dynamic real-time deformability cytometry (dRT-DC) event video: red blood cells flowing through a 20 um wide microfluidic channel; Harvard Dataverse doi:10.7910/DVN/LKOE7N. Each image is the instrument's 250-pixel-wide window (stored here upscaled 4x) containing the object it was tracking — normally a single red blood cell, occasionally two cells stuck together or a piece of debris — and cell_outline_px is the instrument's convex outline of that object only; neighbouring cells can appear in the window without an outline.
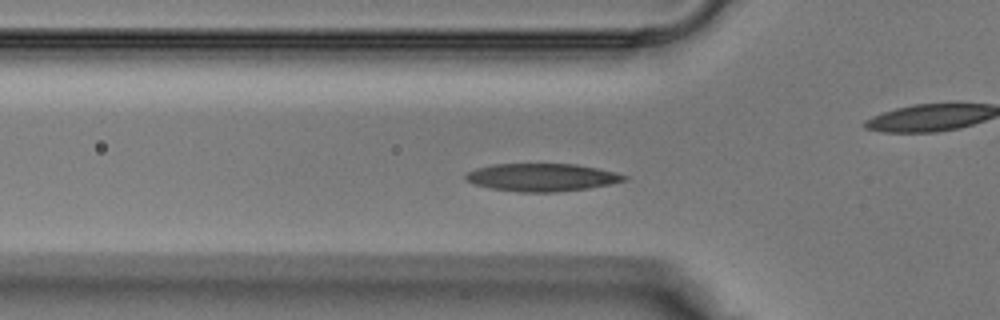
{"species": "Egyptian fruit bat (a non-hibernating species)", "species_latin": "Rousettus aegyptiacus", "temperature_condition": "warm", "stored_images_in_passage": 39, "camera_frame_rate_fps": 3000, "um_per_image_px": 0.085, "animal": {"sex": "male"}, "frame": {"image": 1, "passage_image": 12, "time_ms": 3.667, "image_size_px": [1000, 320], "cell_outline_px": [[628, 180], [588, 188], [556, 192], [520, 192], [492, 188], [476, 184], [464, 180], [464, 176], [468, 172], [476, 168], [492, 164], [576, 164], [616, 172], [628, 176]], "centroid_in_image_um": [46.06, 15.07], "position_along_channel_um": 79.7, "area_um2": 25.55}}
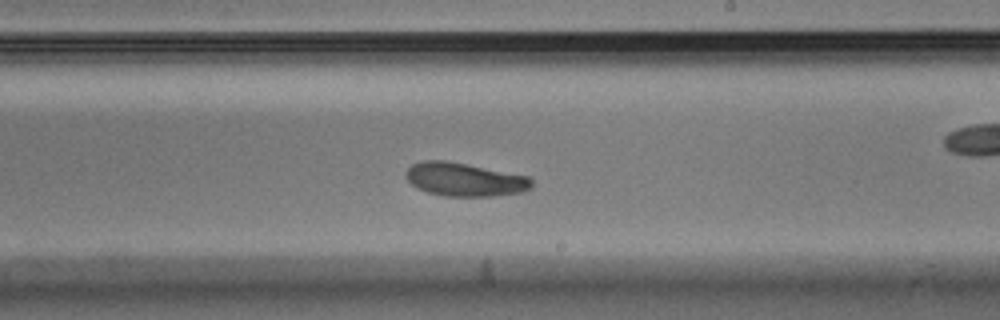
{"frame": {"image": 2, "passage_image": 22, "time_ms": 7.0, "image_size_px": [1000, 320], "cell_outline_px": [[532, 188], [520, 192], [492, 196], [444, 196], [428, 192], [416, 188], [404, 176], [404, 172], [412, 164], [420, 160], [444, 160], [528, 176], [532, 180]], "centroid_in_image_um": [39.44, 15.25], "position_along_channel_um": 249.6, "area_um2": 24.45}}
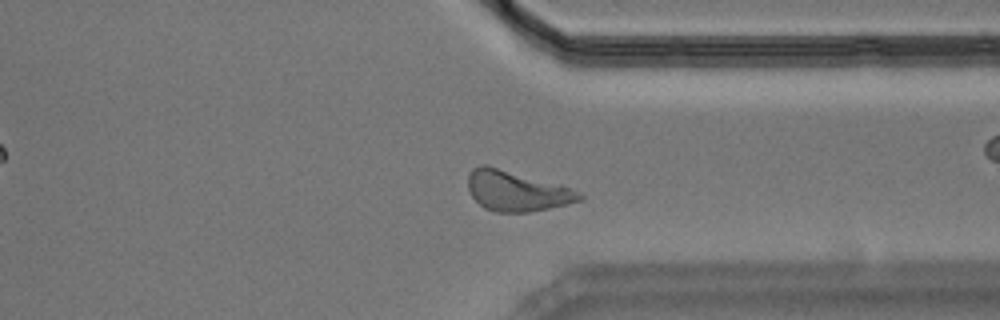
{"frame": {"image": 3, "passage_image": 29, "time_ms": 9.333, "image_size_px": [1000, 320], "cell_outline_px": [[584, 200], [548, 208], [528, 212], [496, 212], [484, 208], [472, 196], [468, 188], [468, 176], [472, 168], [480, 164], [484, 164], [568, 188], [580, 192], [584, 196]], "centroid_in_image_um": [43.87, 16.25], "position_along_channel_um": 367.5, "area_um2": 25.49}}